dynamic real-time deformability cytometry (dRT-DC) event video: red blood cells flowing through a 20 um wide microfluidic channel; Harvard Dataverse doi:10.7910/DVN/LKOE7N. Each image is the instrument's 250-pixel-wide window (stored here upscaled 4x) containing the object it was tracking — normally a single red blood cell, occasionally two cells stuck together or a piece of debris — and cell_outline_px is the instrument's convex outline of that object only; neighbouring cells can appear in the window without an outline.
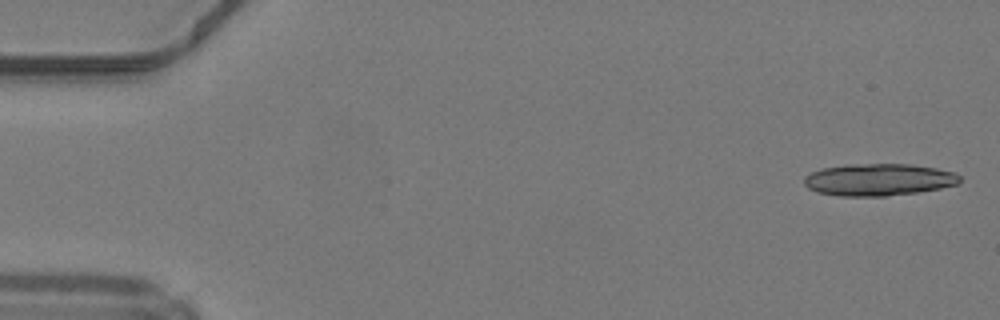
{"species": "common noctule bat (a hibernating species)", "species_latin": "Nyctalus noctula", "temperature_condition": "warm", "stored_images_in_passage": 49, "camera_frame_rate_fps": 3000, "um_per_image_px": 0.085, "animal": {"sex": "male", "body_mass_g": 19.2, "forearm_length_mm": 51.8}, "frame": {"image": 1, "passage_image": 1, "time_ms": 0.0, "image_size_px": [1000, 320], "cell_outline_px": [[960, 180], [956, 184], [940, 188], [916, 192], [884, 196], [840, 196], [816, 192], [808, 188], [804, 184], [804, 176], [812, 172], [824, 168], [848, 164], [908, 164], [936, 168], [952, 172], [960, 176]], "centroid_in_image_um": [74.64, 15.27], "position_along_channel_um": 10.4, "area_um2": 28.9}}
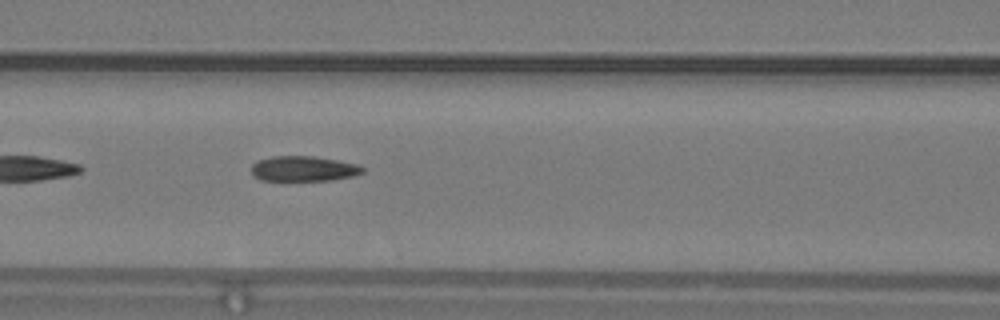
{"frame": {"image": 2, "passage_image": 21, "time_ms": 6.667, "image_size_px": [1000, 320], "cell_outline_px": [[364, 172], [352, 176], [332, 180], [260, 180], [252, 176], [252, 164], [256, 160], [272, 156], [312, 156], [360, 164], [364, 168]], "centroid_in_image_um": [25.78, 14.33], "position_along_channel_um": 140.8, "area_um2": 16.42}}
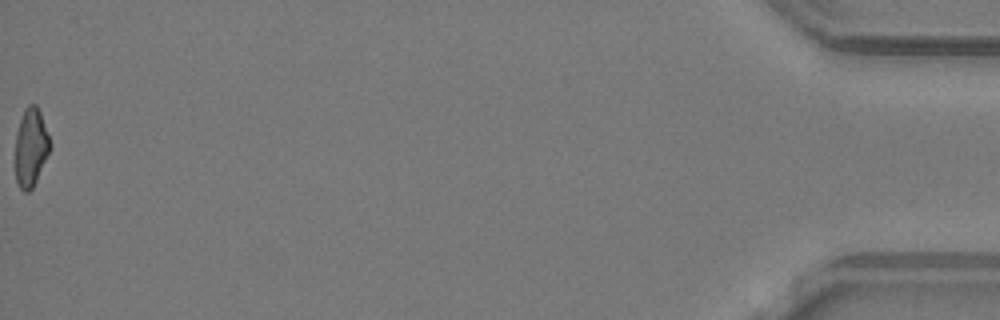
{"frame": {"image": 3, "passage_image": 49, "time_ms": 16.0, "image_size_px": [1000, 320], "cell_outline_px": [[48, 152], [36, 180], [32, 188], [28, 192], [24, 192], [20, 188], [16, 180], [16, 136], [20, 120], [24, 108], [28, 104], [36, 104], [40, 112], [48, 136]], "centroid_in_image_um": [2.59, 12.51], "position_along_channel_um": 432.6, "area_um2": 15.2}, "authors_computed_cell_mechanics": {"area_um2": 17.1088, "velocity_mm_per_s": 4.2419, "shape_relaxation_time_tau1_ms": null, "shape_relaxation_time_tau2_ms": 3.7666, "deformation_change_tau1": null, "deformation_change_tau2": 0.1114}}